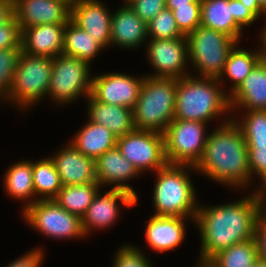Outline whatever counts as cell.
I'll return each instance as SVG.
<instances>
[{
	"label": "cell",
	"mask_w": 266,
	"mask_h": 267,
	"mask_svg": "<svg viewBox=\"0 0 266 267\" xmlns=\"http://www.w3.org/2000/svg\"><path fill=\"white\" fill-rule=\"evenodd\" d=\"M173 12L180 32L187 36L201 24V3H189V6H166Z\"/></svg>",
	"instance_id": "836d02e7"
},
{
	"label": "cell",
	"mask_w": 266,
	"mask_h": 267,
	"mask_svg": "<svg viewBox=\"0 0 266 267\" xmlns=\"http://www.w3.org/2000/svg\"><path fill=\"white\" fill-rule=\"evenodd\" d=\"M194 166L166 164L157 170V183L154 187L155 216L191 217L198 210L195 192L185 167ZM183 167V168H182Z\"/></svg>",
	"instance_id": "5b68a950"
},
{
	"label": "cell",
	"mask_w": 266,
	"mask_h": 267,
	"mask_svg": "<svg viewBox=\"0 0 266 267\" xmlns=\"http://www.w3.org/2000/svg\"><path fill=\"white\" fill-rule=\"evenodd\" d=\"M117 147L138 172L159 170L167 164L164 135L145 130H134L117 138Z\"/></svg>",
	"instance_id": "8fae6325"
},
{
	"label": "cell",
	"mask_w": 266,
	"mask_h": 267,
	"mask_svg": "<svg viewBox=\"0 0 266 267\" xmlns=\"http://www.w3.org/2000/svg\"><path fill=\"white\" fill-rule=\"evenodd\" d=\"M65 1H67L70 5H72L75 0H65Z\"/></svg>",
	"instance_id": "816d5d0a"
},
{
	"label": "cell",
	"mask_w": 266,
	"mask_h": 267,
	"mask_svg": "<svg viewBox=\"0 0 266 267\" xmlns=\"http://www.w3.org/2000/svg\"><path fill=\"white\" fill-rule=\"evenodd\" d=\"M239 1L242 2V4H243L246 8L250 9V10H251L257 17L260 16V13H261V12H264V11L260 8V6H259L257 0H239Z\"/></svg>",
	"instance_id": "ee69618b"
},
{
	"label": "cell",
	"mask_w": 266,
	"mask_h": 267,
	"mask_svg": "<svg viewBox=\"0 0 266 267\" xmlns=\"http://www.w3.org/2000/svg\"><path fill=\"white\" fill-rule=\"evenodd\" d=\"M14 17V1L0 0V26L10 22Z\"/></svg>",
	"instance_id": "7bdbcfd3"
},
{
	"label": "cell",
	"mask_w": 266,
	"mask_h": 267,
	"mask_svg": "<svg viewBox=\"0 0 266 267\" xmlns=\"http://www.w3.org/2000/svg\"><path fill=\"white\" fill-rule=\"evenodd\" d=\"M219 81L188 75L177 79L174 119L207 122L229 110V96L217 87Z\"/></svg>",
	"instance_id": "3957f363"
},
{
	"label": "cell",
	"mask_w": 266,
	"mask_h": 267,
	"mask_svg": "<svg viewBox=\"0 0 266 267\" xmlns=\"http://www.w3.org/2000/svg\"><path fill=\"white\" fill-rule=\"evenodd\" d=\"M137 174L138 170L122 155L117 146L106 151L95 161V177L100 186L106 183L116 184L113 188L128 191L136 198L133 188L123 182Z\"/></svg>",
	"instance_id": "d6986e66"
},
{
	"label": "cell",
	"mask_w": 266,
	"mask_h": 267,
	"mask_svg": "<svg viewBox=\"0 0 266 267\" xmlns=\"http://www.w3.org/2000/svg\"><path fill=\"white\" fill-rule=\"evenodd\" d=\"M260 8L264 11V13L266 14V0H257Z\"/></svg>",
	"instance_id": "f907efd6"
},
{
	"label": "cell",
	"mask_w": 266,
	"mask_h": 267,
	"mask_svg": "<svg viewBox=\"0 0 266 267\" xmlns=\"http://www.w3.org/2000/svg\"><path fill=\"white\" fill-rule=\"evenodd\" d=\"M233 18L235 22L242 28V26L250 25L257 16L248 8H246L239 0H233Z\"/></svg>",
	"instance_id": "60d3db41"
},
{
	"label": "cell",
	"mask_w": 266,
	"mask_h": 267,
	"mask_svg": "<svg viewBox=\"0 0 266 267\" xmlns=\"http://www.w3.org/2000/svg\"><path fill=\"white\" fill-rule=\"evenodd\" d=\"M144 77L137 79L118 73L92 78L91 96L106 104L133 109L139 97Z\"/></svg>",
	"instance_id": "7c38bea8"
},
{
	"label": "cell",
	"mask_w": 266,
	"mask_h": 267,
	"mask_svg": "<svg viewBox=\"0 0 266 267\" xmlns=\"http://www.w3.org/2000/svg\"><path fill=\"white\" fill-rule=\"evenodd\" d=\"M66 23L43 24L21 31L23 53L54 58L62 54Z\"/></svg>",
	"instance_id": "e0dca14e"
},
{
	"label": "cell",
	"mask_w": 266,
	"mask_h": 267,
	"mask_svg": "<svg viewBox=\"0 0 266 267\" xmlns=\"http://www.w3.org/2000/svg\"><path fill=\"white\" fill-rule=\"evenodd\" d=\"M104 47L92 38L91 34L76 25L71 19L66 23L63 38L62 54L69 57H76L90 64Z\"/></svg>",
	"instance_id": "484cf974"
},
{
	"label": "cell",
	"mask_w": 266,
	"mask_h": 267,
	"mask_svg": "<svg viewBox=\"0 0 266 267\" xmlns=\"http://www.w3.org/2000/svg\"><path fill=\"white\" fill-rule=\"evenodd\" d=\"M263 34H261V37L263 38L262 42H263V59L266 61V29L264 30V32H262Z\"/></svg>",
	"instance_id": "bcb514c9"
},
{
	"label": "cell",
	"mask_w": 266,
	"mask_h": 267,
	"mask_svg": "<svg viewBox=\"0 0 266 267\" xmlns=\"http://www.w3.org/2000/svg\"><path fill=\"white\" fill-rule=\"evenodd\" d=\"M127 4L146 23L166 9V0H130Z\"/></svg>",
	"instance_id": "74e56055"
},
{
	"label": "cell",
	"mask_w": 266,
	"mask_h": 267,
	"mask_svg": "<svg viewBox=\"0 0 266 267\" xmlns=\"http://www.w3.org/2000/svg\"><path fill=\"white\" fill-rule=\"evenodd\" d=\"M254 239L259 259L266 262V213L263 210L257 218Z\"/></svg>",
	"instance_id": "ab89813d"
},
{
	"label": "cell",
	"mask_w": 266,
	"mask_h": 267,
	"mask_svg": "<svg viewBox=\"0 0 266 267\" xmlns=\"http://www.w3.org/2000/svg\"><path fill=\"white\" fill-rule=\"evenodd\" d=\"M99 188V183L62 186L53 200L71 214L82 218L93 202Z\"/></svg>",
	"instance_id": "4316f807"
},
{
	"label": "cell",
	"mask_w": 266,
	"mask_h": 267,
	"mask_svg": "<svg viewBox=\"0 0 266 267\" xmlns=\"http://www.w3.org/2000/svg\"><path fill=\"white\" fill-rule=\"evenodd\" d=\"M32 179L35 194L44 196L41 200L54 199L62 188L59 174L51 158L33 163Z\"/></svg>",
	"instance_id": "f546056e"
},
{
	"label": "cell",
	"mask_w": 266,
	"mask_h": 267,
	"mask_svg": "<svg viewBox=\"0 0 266 267\" xmlns=\"http://www.w3.org/2000/svg\"><path fill=\"white\" fill-rule=\"evenodd\" d=\"M266 110V61L262 59L243 82L229 95L230 109L235 106Z\"/></svg>",
	"instance_id": "ffe728a7"
},
{
	"label": "cell",
	"mask_w": 266,
	"mask_h": 267,
	"mask_svg": "<svg viewBox=\"0 0 266 267\" xmlns=\"http://www.w3.org/2000/svg\"><path fill=\"white\" fill-rule=\"evenodd\" d=\"M177 79L145 77L133 108L135 130L164 134L174 120Z\"/></svg>",
	"instance_id": "277c9868"
},
{
	"label": "cell",
	"mask_w": 266,
	"mask_h": 267,
	"mask_svg": "<svg viewBox=\"0 0 266 267\" xmlns=\"http://www.w3.org/2000/svg\"><path fill=\"white\" fill-rule=\"evenodd\" d=\"M252 267H266V262L258 258Z\"/></svg>",
	"instance_id": "681fc988"
},
{
	"label": "cell",
	"mask_w": 266,
	"mask_h": 267,
	"mask_svg": "<svg viewBox=\"0 0 266 267\" xmlns=\"http://www.w3.org/2000/svg\"><path fill=\"white\" fill-rule=\"evenodd\" d=\"M250 196L226 205L198 207L195 221L202 237L201 260H210L222 250L254 238L264 206L258 192Z\"/></svg>",
	"instance_id": "6da1fadb"
},
{
	"label": "cell",
	"mask_w": 266,
	"mask_h": 267,
	"mask_svg": "<svg viewBox=\"0 0 266 267\" xmlns=\"http://www.w3.org/2000/svg\"><path fill=\"white\" fill-rule=\"evenodd\" d=\"M23 214L33 228L49 237L65 239L85 236L81 218L62 208L53 199L29 202Z\"/></svg>",
	"instance_id": "9c48e42d"
},
{
	"label": "cell",
	"mask_w": 266,
	"mask_h": 267,
	"mask_svg": "<svg viewBox=\"0 0 266 267\" xmlns=\"http://www.w3.org/2000/svg\"><path fill=\"white\" fill-rule=\"evenodd\" d=\"M88 98L90 121L103 125L117 138L135 130L133 109L96 101L91 95Z\"/></svg>",
	"instance_id": "603a6c76"
},
{
	"label": "cell",
	"mask_w": 266,
	"mask_h": 267,
	"mask_svg": "<svg viewBox=\"0 0 266 267\" xmlns=\"http://www.w3.org/2000/svg\"><path fill=\"white\" fill-rule=\"evenodd\" d=\"M199 267H215L209 260H200Z\"/></svg>",
	"instance_id": "c3c4849f"
},
{
	"label": "cell",
	"mask_w": 266,
	"mask_h": 267,
	"mask_svg": "<svg viewBox=\"0 0 266 267\" xmlns=\"http://www.w3.org/2000/svg\"><path fill=\"white\" fill-rule=\"evenodd\" d=\"M52 58L21 52L17 60L9 94L6 98L26 107L48 95Z\"/></svg>",
	"instance_id": "52a82bcc"
},
{
	"label": "cell",
	"mask_w": 266,
	"mask_h": 267,
	"mask_svg": "<svg viewBox=\"0 0 266 267\" xmlns=\"http://www.w3.org/2000/svg\"><path fill=\"white\" fill-rule=\"evenodd\" d=\"M117 200H120L127 207L135 206L137 202V198L125 190L112 188L110 191H106L104 196L97 193L85 215L81 218L85 235L93 227L101 229L115 222L118 216Z\"/></svg>",
	"instance_id": "2e32d148"
},
{
	"label": "cell",
	"mask_w": 266,
	"mask_h": 267,
	"mask_svg": "<svg viewBox=\"0 0 266 267\" xmlns=\"http://www.w3.org/2000/svg\"><path fill=\"white\" fill-rule=\"evenodd\" d=\"M33 162L22 161L11 166L6 173L4 184L7 193L19 199L30 198L34 195Z\"/></svg>",
	"instance_id": "4dcf8cb0"
},
{
	"label": "cell",
	"mask_w": 266,
	"mask_h": 267,
	"mask_svg": "<svg viewBox=\"0 0 266 267\" xmlns=\"http://www.w3.org/2000/svg\"><path fill=\"white\" fill-rule=\"evenodd\" d=\"M264 187H262L263 189L262 190H260V192L258 191V194H259V197H260V200L262 201V204L264 203V201H265V196H264V194L266 195V179L264 180ZM266 209V208H265Z\"/></svg>",
	"instance_id": "7dc6e473"
},
{
	"label": "cell",
	"mask_w": 266,
	"mask_h": 267,
	"mask_svg": "<svg viewBox=\"0 0 266 267\" xmlns=\"http://www.w3.org/2000/svg\"><path fill=\"white\" fill-rule=\"evenodd\" d=\"M195 169L227 185L247 184L251 177L248 148L235 120L226 121L207 137Z\"/></svg>",
	"instance_id": "7a4b0ae2"
},
{
	"label": "cell",
	"mask_w": 266,
	"mask_h": 267,
	"mask_svg": "<svg viewBox=\"0 0 266 267\" xmlns=\"http://www.w3.org/2000/svg\"><path fill=\"white\" fill-rule=\"evenodd\" d=\"M148 57L154 68L156 78L186 77L184 66L188 59L187 38L152 39L148 45Z\"/></svg>",
	"instance_id": "4fadbf2b"
},
{
	"label": "cell",
	"mask_w": 266,
	"mask_h": 267,
	"mask_svg": "<svg viewBox=\"0 0 266 267\" xmlns=\"http://www.w3.org/2000/svg\"><path fill=\"white\" fill-rule=\"evenodd\" d=\"M42 250L31 251L29 254L23 255L19 259L13 261L7 267H40L42 262L43 253Z\"/></svg>",
	"instance_id": "b9f144b4"
},
{
	"label": "cell",
	"mask_w": 266,
	"mask_h": 267,
	"mask_svg": "<svg viewBox=\"0 0 266 267\" xmlns=\"http://www.w3.org/2000/svg\"><path fill=\"white\" fill-rule=\"evenodd\" d=\"M111 18L110 44L134 48L148 37L147 23L126 4Z\"/></svg>",
	"instance_id": "44dd1931"
},
{
	"label": "cell",
	"mask_w": 266,
	"mask_h": 267,
	"mask_svg": "<svg viewBox=\"0 0 266 267\" xmlns=\"http://www.w3.org/2000/svg\"><path fill=\"white\" fill-rule=\"evenodd\" d=\"M14 11L22 31L36 25L67 23L71 5L65 0H15Z\"/></svg>",
	"instance_id": "5bb4252c"
},
{
	"label": "cell",
	"mask_w": 266,
	"mask_h": 267,
	"mask_svg": "<svg viewBox=\"0 0 266 267\" xmlns=\"http://www.w3.org/2000/svg\"><path fill=\"white\" fill-rule=\"evenodd\" d=\"M89 63L76 57L58 55L52 58V74L48 94L58 103H68L80 94L89 96L92 77L89 78Z\"/></svg>",
	"instance_id": "30bf717a"
},
{
	"label": "cell",
	"mask_w": 266,
	"mask_h": 267,
	"mask_svg": "<svg viewBox=\"0 0 266 267\" xmlns=\"http://www.w3.org/2000/svg\"><path fill=\"white\" fill-rule=\"evenodd\" d=\"M189 3H201V0H166V6H189Z\"/></svg>",
	"instance_id": "f6af8a7d"
},
{
	"label": "cell",
	"mask_w": 266,
	"mask_h": 267,
	"mask_svg": "<svg viewBox=\"0 0 266 267\" xmlns=\"http://www.w3.org/2000/svg\"><path fill=\"white\" fill-rule=\"evenodd\" d=\"M236 46L230 51L225 63L223 73L234 81L232 91L235 90L241 82L249 75L252 69L263 59V51L251 53L246 50H237Z\"/></svg>",
	"instance_id": "f1b7e54d"
},
{
	"label": "cell",
	"mask_w": 266,
	"mask_h": 267,
	"mask_svg": "<svg viewBox=\"0 0 266 267\" xmlns=\"http://www.w3.org/2000/svg\"><path fill=\"white\" fill-rule=\"evenodd\" d=\"M258 258L257 245L253 238L222 250L209 261L215 267H252Z\"/></svg>",
	"instance_id": "83f0119b"
},
{
	"label": "cell",
	"mask_w": 266,
	"mask_h": 267,
	"mask_svg": "<svg viewBox=\"0 0 266 267\" xmlns=\"http://www.w3.org/2000/svg\"><path fill=\"white\" fill-rule=\"evenodd\" d=\"M206 122L174 119L164 135L165 157L168 164L196 166L202 158L207 136Z\"/></svg>",
	"instance_id": "ba28073f"
},
{
	"label": "cell",
	"mask_w": 266,
	"mask_h": 267,
	"mask_svg": "<svg viewBox=\"0 0 266 267\" xmlns=\"http://www.w3.org/2000/svg\"><path fill=\"white\" fill-rule=\"evenodd\" d=\"M111 18L108 10L97 0H75L70 19L103 47L110 44Z\"/></svg>",
	"instance_id": "9a60e30c"
},
{
	"label": "cell",
	"mask_w": 266,
	"mask_h": 267,
	"mask_svg": "<svg viewBox=\"0 0 266 267\" xmlns=\"http://www.w3.org/2000/svg\"><path fill=\"white\" fill-rule=\"evenodd\" d=\"M52 157L62 186L98 183L95 161L79 152L72 144Z\"/></svg>",
	"instance_id": "ac0fdd59"
},
{
	"label": "cell",
	"mask_w": 266,
	"mask_h": 267,
	"mask_svg": "<svg viewBox=\"0 0 266 267\" xmlns=\"http://www.w3.org/2000/svg\"><path fill=\"white\" fill-rule=\"evenodd\" d=\"M148 261L141 251L129 245L119 249L113 267H151Z\"/></svg>",
	"instance_id": "8d00e7d4"
},
{
	"label": "cell",
	"mask_w": 266,
	"mask_h": 267,
	"mask_svg": "<svg viewBox=\"0 0 266 267\" xmlns=\"http://www.w3.org/2000/svg\"><path fill=\"white\" fill-rule=\"evenodd\" d=\"M233 0H201V26L224 33L237 42L241 27L233 18Z\"/></svg>",
	"instance_id": "cb8c5ba5"
},
{
	"label": "cell",
	"mask_w": 266,
	"mask_h": 267,
	"mask_svg": "<svg viewBox=\"0 0 266 267\" xmlns=\"http://www.w3.org/2000/svg\"><path fill=\"white\" fill-rule=\"evenodd\" d=\"M21 48L0 50V97L9 94Z\"/></svg>",
	"instance_id": "e575fe53"
},
{
	"label": "cell",
	"mask_w": 266,
	"mask_h": 267,
	"mask_svg": "<svg viewBox=\"0 0 266 267\" xmlns=\"http://www.w3.org/2000/svg\"><path fill=\"white\" fill-rule=\"evenodd\" d=\"M21 48V30L15 17L0 26V50Z\"/></svg>",
	"instance_id": "f35d334b"
},
{
	"label": "cell",
	"mask_w": 266,
	"mask_h": 267,
	"mask_svg": "<svg viewBox=\"0 0 266 267\" xmlns=\"http://www.w3.org/2000/svg\"><path fill=\"white\" fill-rule=\"evenodd\" d=\"M71 144L83 155L96 161L106 151L117 146V137L103 125L89 121Z\"/></svg>",
	"instance_id": "d4e9b609"
},
{
	"label": "cell",
	"mask_w": 266,
	"mask_h": 267,
	"mask_svg": "<svg viewBox=\"0 0 266 267\" xmlns=\"http://www.w3.org/2000/svg\"><path fill=\"white\" fill-rule=\"evenodd\" d=\"M251 176L256 172L261 180L266 179V142H246Z\"/></svg>",
	"instance_id": "d590c367"
},
{
	"label": "cell",
	"mask_w": 266,
	"mask_h": 267,
	"mask_svg": "<svg viewBox=\"0 0 266 267\" xmlns=\"http://www.w3.org/2000/svg\"><path fill=\"white\" fill-rule=\"evenodd\" d=\"M240 127L246 142H266V110H250ZM242 123V124H241Z\"/></svg>",
	"instance_id": "d6a6232c"
},
{
	"label": "cell",
	"mask_w": 266,
	"mask_h": 267,
	"mask_svg": "<svg viewBox=\"0 0 266 267\" xmlns=\"http://www.w3.org/2000/svg\"><path fill=\"white\" fill-rule=\"evenodd\" d=\"M147 28L148 36H151L152 39L186 37L178 29L173 12L167 8L162 10L150 22H148Z\"/></svg>",
	"instance_id": "1f68e13d"
},
{
	"label": "cell",
	"mask_w": 266,
	"mask_h": 267,
	"mask_svg": "<svg viewBox=\"0 0 266 267\" xmlns=\"http://www.w3.org/2000/svg\"><path fill=\"white\" fill-rule=\"evenodd\" d=\"M188 58L198 68L201 77L221 79L230 51L237 41L214 29L198 26L186 36Z\"/></svg>",
	"instance_id": "8992f818"
},
{
	"label": "cell",
	"mask_w": 266,
	"mask_h": 267,
	"mask_svg": "<svg viewBox=\"0 0 266 267\" xmlns=\"http://www.w3.org/2000/svg\"><path fill=\"white\" fill-rule=\"evenodd\" d=\"M185 217L152 216L146 228V240L157 252H166L181 244L185 235Z\"/></svg>",
	"instance_id": "7402d4cb"
}]
</instances>
